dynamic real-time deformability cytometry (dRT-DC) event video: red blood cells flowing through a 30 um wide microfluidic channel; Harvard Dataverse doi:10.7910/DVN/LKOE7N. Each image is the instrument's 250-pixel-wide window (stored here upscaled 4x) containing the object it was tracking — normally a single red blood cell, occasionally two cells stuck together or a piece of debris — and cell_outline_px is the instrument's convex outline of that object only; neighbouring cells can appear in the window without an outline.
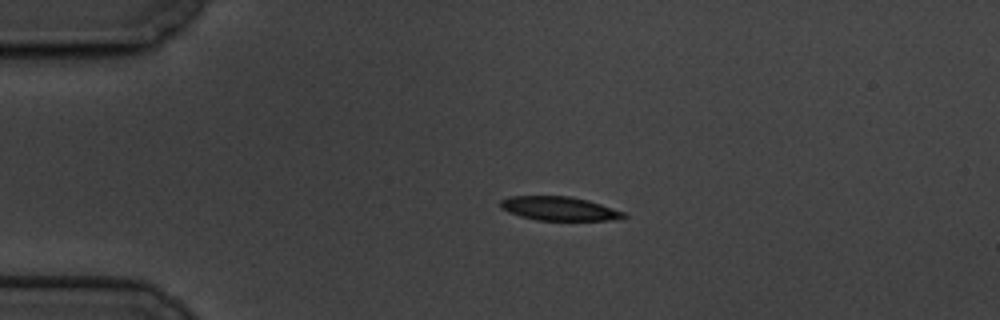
{"species": "common noctule bat (a hibernating species)", "species_latin": "Nyctalus noctula", "temperature_condition": "cold", "stored_images_in_passage": 48, "camera_frame_rate_fps": 3000, "um_per_image_px": 0.085, "animal": {"sex": "male", "body_mass_g": 19.5, "forearm_length_mm": 54.6}, "frame": {"image": 1, "passage_image": 1, "time_ms": 0.0, "image_size_px": [1000, 320], "cell_outline_px": [[628, 216], [608, 220], [536, 220], [520, 216], [508, 212], [500, 208], [500, 200], [512, 196], [572, 196], [588, 200], [624, 212]], "centroid_in_image_um": [47.49, 17.72], "position_along_channel_um": 37.5, "area_um2": 17.05}}
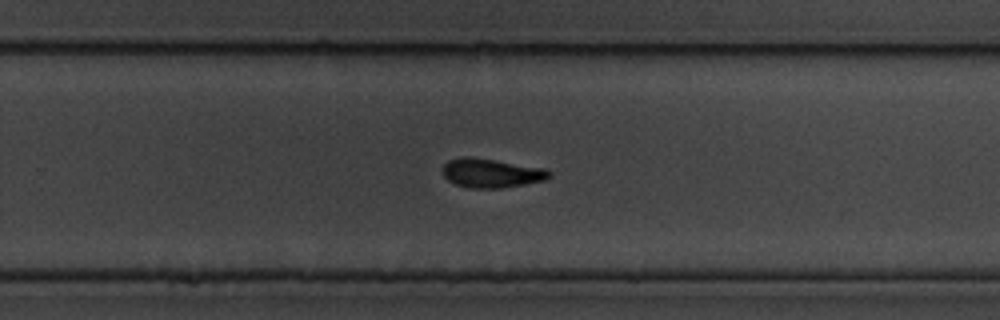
{"frame": {"image": 2, "passage_image": 27, "time_ms": 8.667, "image_size_px": [1000, 320], "cell_outline_px": [[552, 176], [544, 180], [524, 184], [500, 188], [468, 188], [456, 184], [448, 180], [444, 176], [444, 164], [448, 160], [464, 156], [468, 156], [496, 160], [544, 168], [552, 172]], "centroid_in_image_um": [41.77, 14.71], "position_along_channel_um": 288.0, "area_um2": 17.98}}
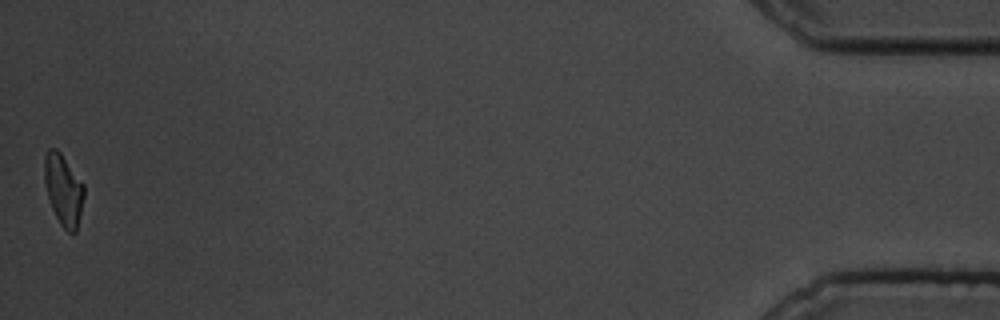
{"frame": {"image": 3, "passage_image": 48, "time_ms": 15.667, "image_size_px": [1000, 320], "cell_outline_px": [[84, 196], [76, 232], [68, 232], [60, 224], [52, 208], [48, 196], [44, 180], [44, 156], [48, 148], [56, 148], [60, 152], [84, 184]], "centroid_in_image_um": [5.38, 16.1], "position_along_channel_um": 429.8, "area_um2": 16.3}, "authors_computed_cell_mechanics": {"area_um2": 17.918, "velocity_mm_per_s": 3.3117, "shape_relaxation_time_tau1_ms": 3.4871, "shape_relaxation_time_tau2_ms": 7.4995, "deformation_change_tau1": 0.1649, "deformation_change_tau2": 0.1273}}